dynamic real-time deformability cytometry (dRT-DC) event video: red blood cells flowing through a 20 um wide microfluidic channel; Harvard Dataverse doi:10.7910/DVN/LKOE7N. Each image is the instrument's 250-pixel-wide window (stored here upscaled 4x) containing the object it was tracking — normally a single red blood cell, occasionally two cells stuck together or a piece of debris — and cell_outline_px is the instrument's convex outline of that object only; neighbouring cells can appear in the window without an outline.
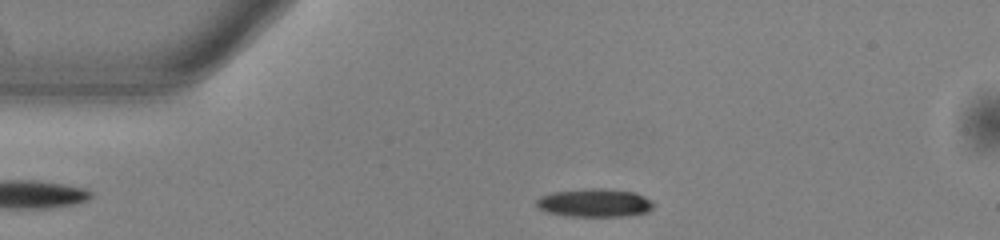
{"species": "common noctule bat (a hibernating species)", "species_latin": "Nyctalus noctula", "temperature_condition": "warm", "stored_images_in_passage": 52, "camera_frame_rate_fps": 3000, "um_per_image_px": 0.085, "animal": {"sex": "male", "body_mass_g": 13.0, "forearm_length_mm": 53.1}, "frame": {"image": 1, "passage_image": 11, "time_ms": 3.333, "image_size_px": [1000, 240], "cell_outline_px": [[656, 204], [648, 212], [624, 216], [568, 216], [548, 212], [540, 208], [536, 204], [536, 200], [540, 196], [552, 192], [592, 188], [604, 188], [636, 192], [652, 200]], "centroid_in_image_um": [50.59, 17.23], "position_along_channel_um": 34.4, "area_um2": 19.36}}
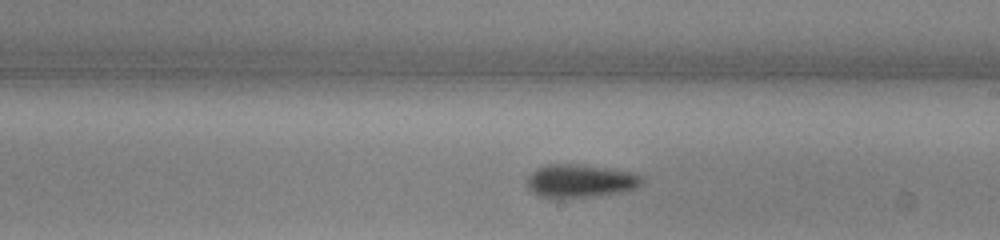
{"frame": {"image": 2, "passage_image": 30, "time_ms": 9.667, "image_size_px": [1000, 240], "cell_outline_px": [[644, 180], [636, 188], [628, 192], [588, 196], [540, 196], [532, 192], [528, 188], [528, 176], [536, 168], [548, 164], [576, 164], [608, 168], [632, 172], [644, 176]], "centroid_in_image_um": [49.39, 15.35], "position_along_channel_um": 239.6, "area_um2": 21.91}}
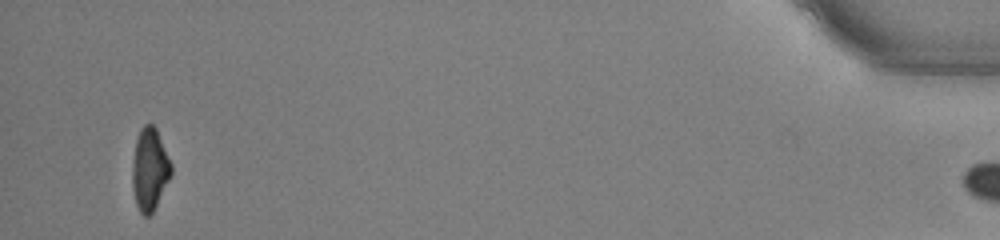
{"frame": {"image": 3, "passage_image": 51, "time_ms": 16.667, "image_size_px": [1000, 240], "cell_outline_px": [[172, 172], [152, 212], [148, 216], [144, 216], [140, 212], [136, 204], [132, 188], [132, 164], [136, 140], [140, 128], [144, 124], [152, 124], [156, 128], [172, 164]], "centroid_in_image_um": [12.71, 14.36], "position_along_channel_um": 422.5, "area_um2": 18.44}, "authors_computed_cell_mechanics": {"area_um2": 20.0855, "velocity_mm_per_s": 3.8635, "shape_relaxation_time_tau1_ms": 3.1232, "shape_relaxation_time_tau2_ms": null, "deformation_change_tau1": 0.147, "deformation_change_tau2": null}}